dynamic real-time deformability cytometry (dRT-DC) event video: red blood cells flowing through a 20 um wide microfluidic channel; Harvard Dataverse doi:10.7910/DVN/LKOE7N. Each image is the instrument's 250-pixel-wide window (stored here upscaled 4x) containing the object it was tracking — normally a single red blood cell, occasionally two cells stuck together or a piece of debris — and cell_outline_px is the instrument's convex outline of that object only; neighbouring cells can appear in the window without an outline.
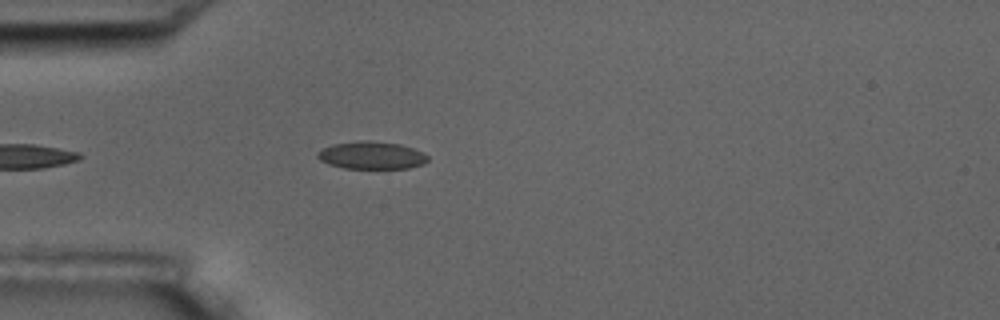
{"species": "common noctule bat (a hibernating species)", "species_latin": "Nyctalus noctula", "temperature_condition": "room temperature", "stored_images_in_passage": 1, "camera_frame_rate_fps": 3000, "um_per_image_px": 0.085, "animal": {"sex": "male", "body_mass_g": 17.5, "forearm_length_mm": 52.3}, "frame": {"image": 1, "passage_image": 1, "time_ms": 0.0, "image_size_px": [1000, 320], "cell_outline_px": [[428, 160], [424, 164], [408, 168], [344, 168], [328, 164], [320, 160], [316, 156], [316, 152], [332, 144], [364, 140], [368, 140], [400, 144], [412, 148], [428, 156]], "centroid_in_image_um": [31.55, 13.2], "position_along_channel_um": 53.4, "area_um2": 17.63}}